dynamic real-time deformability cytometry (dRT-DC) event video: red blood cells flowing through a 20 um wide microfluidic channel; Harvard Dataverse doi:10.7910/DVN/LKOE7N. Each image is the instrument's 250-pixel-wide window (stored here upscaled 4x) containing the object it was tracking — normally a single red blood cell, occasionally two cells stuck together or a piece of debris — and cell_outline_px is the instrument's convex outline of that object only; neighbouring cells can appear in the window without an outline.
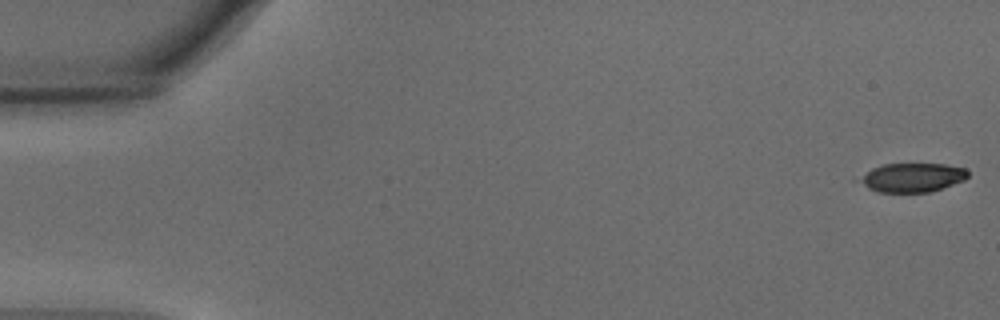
{"species": "common noctule bat (a hibernating species)", "species_latin": "Nyctalus noctula", "temperature_condition": "warm", "stored_images_in_passage": 10, "camera_frame_rate_fps": 3000, "um_per_image_px": 0.085, "animal": {"sex": "male", "body_mass_g": 15.6}, "frame": {"image": 1, "passage_image": 1, "time_ms": 0.0, "image_size_px": [1000, 320], "cell_outline_px": [[968, 176], [964, 180], [932, 192], [876, 192], [852, 180], [872, 168], [884, 164], [944, 164], [964, 168], [968, 172]], "centroid_in_image_um": [77.46, 15.1], "position_along_channel_um": 7.5, "area_um2": 18.55}}